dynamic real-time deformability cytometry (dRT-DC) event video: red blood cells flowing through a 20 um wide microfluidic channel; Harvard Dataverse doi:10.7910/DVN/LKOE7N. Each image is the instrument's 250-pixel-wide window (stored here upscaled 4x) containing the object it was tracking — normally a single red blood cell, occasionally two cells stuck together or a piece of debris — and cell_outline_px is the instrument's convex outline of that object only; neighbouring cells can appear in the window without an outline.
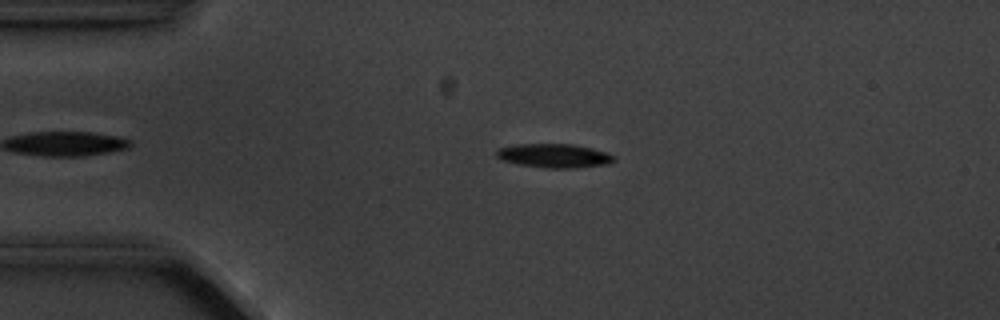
{"species": "common noctule bat (a hibernating species)", "species_latin": "Nyctalus noctula", "temperature_condition": "cold", "stored_images_in_passage": 4, "camera_frame_rate_fps": 3000, "um_per_image_px": 0.085, "animal": {"sex": "male", "body_mass_g": 20.1, "forearm_length_mm": 53.5}, "frame": {"image": 1, "passage_image": 3, "time_ms": 2.333, "image_size_px": [1000, 320], "cell_outline_px": [[616, 160], [612, 164], [576, 168], [544, 168], [516, 164], [500, 160], [496, 156], [496, 152], [500, 148], [516, 144], [572, 144], [592, 148], [608, 152], [616, 156]], "centroid_in_image_um": [47.16, 13.25], "position_along_channel_um": 37.8, "area_um2": 16.76}}